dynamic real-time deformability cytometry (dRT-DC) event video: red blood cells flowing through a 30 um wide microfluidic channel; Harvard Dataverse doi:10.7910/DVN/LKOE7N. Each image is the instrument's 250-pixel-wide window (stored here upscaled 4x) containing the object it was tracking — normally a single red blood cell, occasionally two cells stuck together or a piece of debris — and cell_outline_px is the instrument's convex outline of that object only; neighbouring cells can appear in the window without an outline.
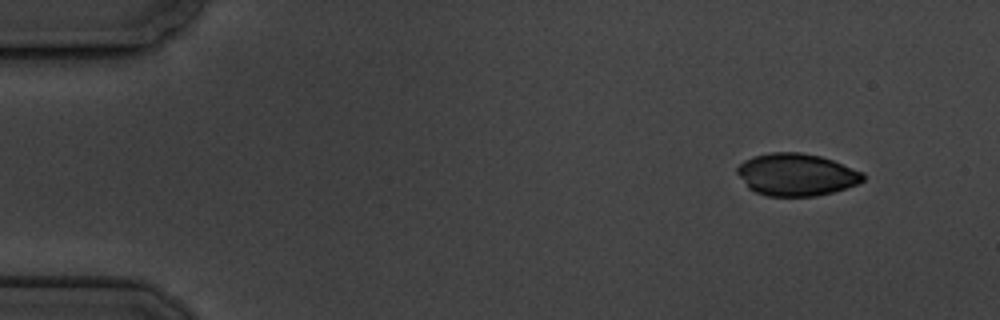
{"species": "common noctule bat (a hibernating species)", "species_latin": "Nyctalus noctula", "temperature_condition": "cold", "stored_images_in_passage": 5, "camera_frame_rate_fps": 3000, "um_per_image_px": 0.085, "animal": {"sex": "male", "body_mass_g": 19.5, "forearm_length_mm": 54.6}, "frame": {"image": 1, "passage_image": 5, "time_ms": 5.0, "image_size_px": [1000, 320], "cell_outline_px": [[864, 180], [856, 184], [832, 192], [816, 196], [768, 196], [756, 192], [748, 188], [736, 172], [736, 168], [744, 160], [752, 156], [772, 152], [800, 152], [820, 156], [832, 160], [864, 172]], "centroid_in_image_um": [67.67, 14.84], "position_along_channel_um": 17.3, "area_um2": 30.98}}